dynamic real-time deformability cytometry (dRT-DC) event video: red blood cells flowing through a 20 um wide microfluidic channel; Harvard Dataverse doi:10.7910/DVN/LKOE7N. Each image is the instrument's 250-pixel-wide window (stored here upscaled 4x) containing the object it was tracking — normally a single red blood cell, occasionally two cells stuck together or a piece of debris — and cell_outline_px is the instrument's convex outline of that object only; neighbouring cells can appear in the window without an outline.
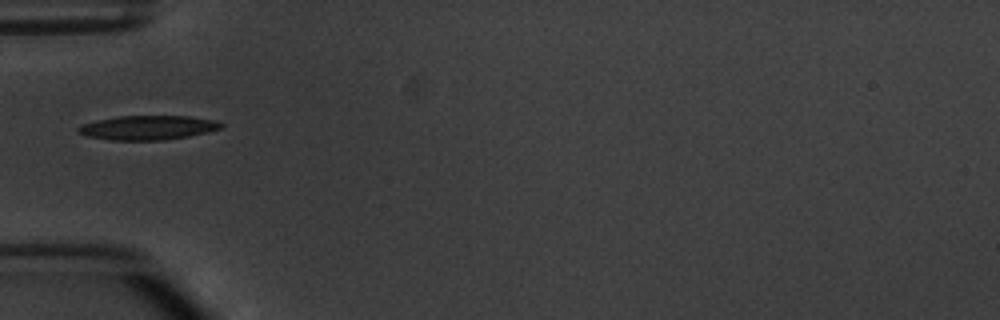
{"species": "common noctule bat (a hibernating species)", "species_latin": "Nyctalus noctula", "temperature_condition": "warm", "stored_images_in_passage": 4, "camera_frame_rate_fps": 3000, "um_per_image_px": 0.085, "animal": {"sex": "male", "body_mass_g": 20.1, "forearm_length_mm": 53.5}, "frame": {"image": 1, "passage_image": 3, "time_ms": 2.333, "image_size_px": [1000, 320], "cell_outline_px": [[224, 128], [208, 132], [188, 136], [164, 140], [108, 140], [88, 136], [80, 132], [76, 128], [80, 124], [96, 120], [116, 116], [188, 116], [212, 120], [224, 124]], "centroid_in_image_um": [12.56, 10.85], "position_along_channel_um": 72.4, "area_um2": 20.23}}